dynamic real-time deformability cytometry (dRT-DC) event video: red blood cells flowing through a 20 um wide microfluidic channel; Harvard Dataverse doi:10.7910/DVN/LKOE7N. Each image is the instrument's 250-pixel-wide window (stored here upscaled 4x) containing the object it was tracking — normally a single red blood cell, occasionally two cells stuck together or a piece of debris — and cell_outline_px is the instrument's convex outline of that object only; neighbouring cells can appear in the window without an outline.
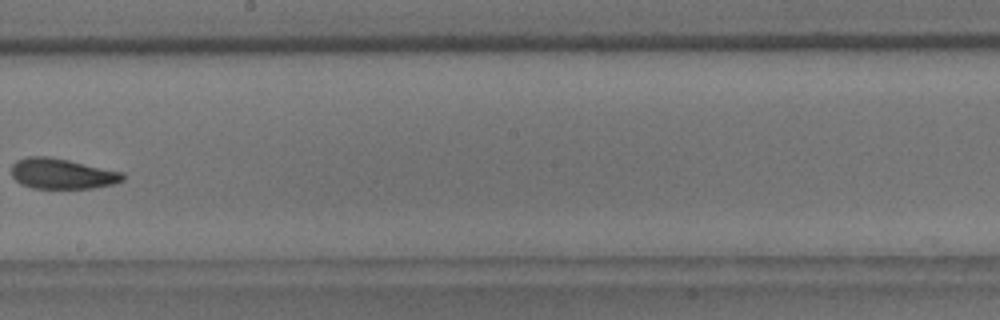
{"species": "common noctule bat (a hibernating species)", "species_latin": "Nyctalus noctula", "temperature_condition": "room temperature", "stored_images_in_passage": 6, "camera_frame_rate_fps": 3000, "um_per_image_px": 0.085, "animal": {"sex": "male", "body_mass_g": 18.8}, "frame": {"image": 1, "passage_image": 5, "time_ms": 4.667, "image_size_px": [1000, 320], "cell_outline_px": [[124, 180], [112, 184], [92, 188], [32, 188], [20, 184], [12, 176], [12, 164], [16, 160], [28, 156], [48, 156], [68, 160], [124, 172]], "centroid_in_image_um": [5.26, 14.76], "position_along_channel_um": 242.9, "area_um2": 19.77}}
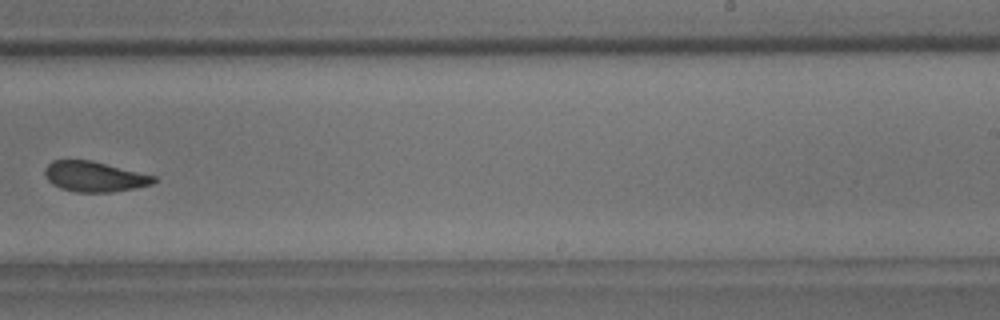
{"frame": {"image": 2, "passage_image": 6, "time_ms": 5.667, "image_size_px": [1000, 320], "cell_outline_px": [[156, 180], [152, 184], [136, 188], [112, 192], [76, 192], [60, 188], [52, 184], [44, 176], [44, 168], [52, 160], [92, 160], [156, 176]], "centroid_in_image_um": [8.01, 15.01], "position_along_channel_um": 281.0, "area_um2": 19.36}}